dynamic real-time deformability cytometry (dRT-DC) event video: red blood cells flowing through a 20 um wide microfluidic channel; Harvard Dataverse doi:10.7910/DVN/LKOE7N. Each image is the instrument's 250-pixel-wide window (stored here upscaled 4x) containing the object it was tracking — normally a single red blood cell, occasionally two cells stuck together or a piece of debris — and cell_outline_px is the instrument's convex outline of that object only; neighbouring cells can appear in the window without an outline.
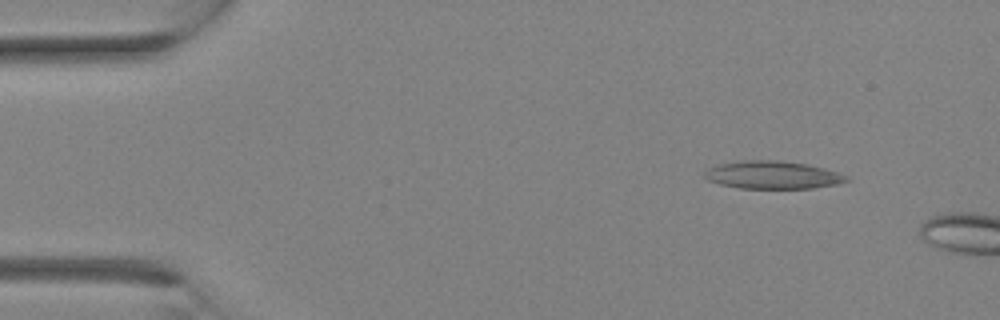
{"species": "Egyptian fruit bat (a non-hibernating species)", "species_latin": "Rousettus aegyptiacus", "temperature_condition": "room temperature", "stored_images_in_passage": 2, "camera_frame_rate_fps": 3000, "um_per_image_px": 0.085, "animal": {"sex": "female"}, "frame": {"image": 1, "passage_image": 1, "time_ms": 0.0, "image_size_px": [1000, 320], "cell_outline_px": [[848, 180], [836, 184], [812, 188], [740, 188], [720, 184], [708, 180], [704, 176], [704, 172], [708, 168], [720, 164], [744, 160], [776, 160], [804, 164], [824, 168], [848, 176]], "centroid_in_image_um": [65.64, 14.87], "position_along_channel_um": 19.4, "area_um2": 22.66}}